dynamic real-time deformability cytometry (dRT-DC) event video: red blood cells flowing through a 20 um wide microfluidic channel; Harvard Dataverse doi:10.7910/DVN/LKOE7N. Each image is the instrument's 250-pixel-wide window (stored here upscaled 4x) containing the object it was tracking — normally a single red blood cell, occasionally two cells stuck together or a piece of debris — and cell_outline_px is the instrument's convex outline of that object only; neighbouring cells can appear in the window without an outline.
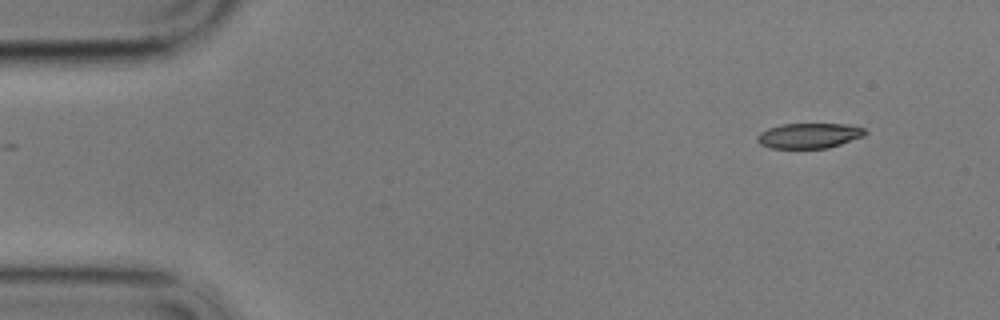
{"species": "common noctule bat (a hibernating species)", "species_latin": "Nyctalus noctula", "temperature_condition": "cold", "stored_images_in_passage": 54, "camera_frame_rate_fps": 3000, "um_per_image_px": 0.085, "animal": {"sex": "male", "body_mass_g": 17.9}, "frame": {"image": 1, "passage_image": 1, "time_ms": 0.0, "image_size_px": [1000, 320], "cell_outline_px": [[868, 132], [864, 136], [828, 148], [772, 148], [760, 144], [756, 140], [756, 136], [760, 132], [768, 128], [784, 124], [844, 124], [864, 128]], "centroid_in_image_um": [68.76, 11.53], "position_along_channel_um": 16.2, "area_um2": 15.78}}
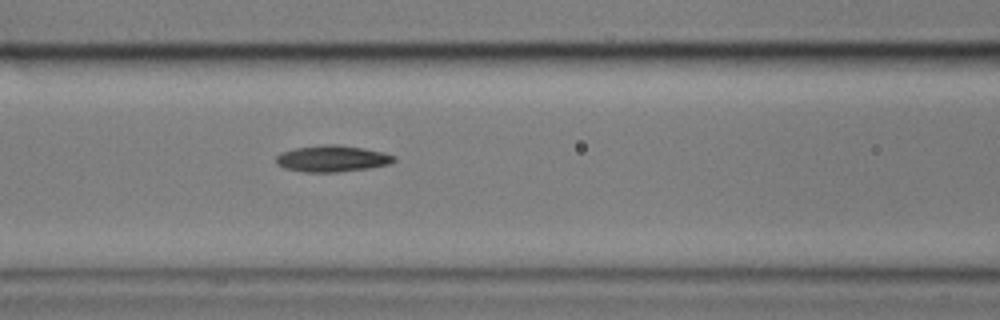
{"frame": {"image": 2, "passage_image": 20, "time_ms": 6.333, "image_size_px": [1000, 320], "cell_outline_px": [[396, 160], [388, 164], [368, 168], [336, 172], [304, 172], [284, 168], [276, 164], [276, 156], [280, 152], [296, 148], [320, 144], [340, 144], [364, 148], [384, 152], [396, 156]], "centroid_in_image_um": [28.22, 13.47], "position_along_channel_um": 138.4, "area_um2": 18.32}}
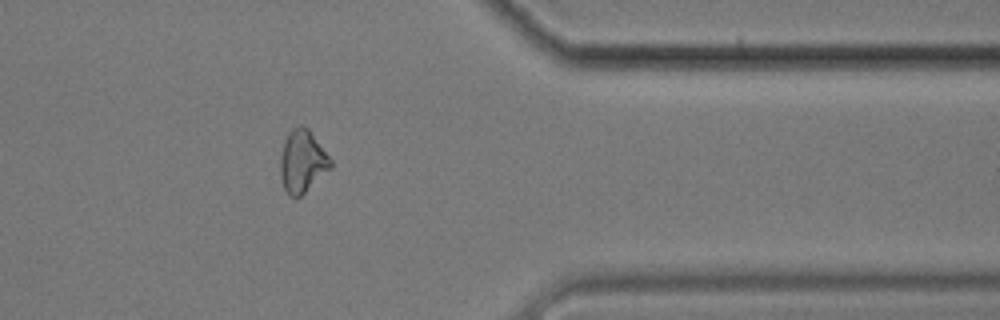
{"frame": {"image": 3, "passage_image": 43, "time_ms": 14.0, "image_size_px": [1000, 320], "cell_outline_px": [[332, 168], [300, 196], [288, 196], [284, 188], [280, 176], [280, 160], [284, 144], [288, 132], [292, 128], [308, 128], [332, 160]], "centroid_in_image_um": [25.71, 13.75], "position_along_channel_um": 385.7, "area_um2": 17.98}, "authors_computed_cell_mechanics": {"area_um2": 17.6868, "velocity_mm_per_s": 3.4273, "shape_relaxation_time_tau1_ms": 5.605, "shape_relaxation_time_tau2_ms": null, "deformation_change_tau1": 0.1468, "deformation_change_tau2": null}}